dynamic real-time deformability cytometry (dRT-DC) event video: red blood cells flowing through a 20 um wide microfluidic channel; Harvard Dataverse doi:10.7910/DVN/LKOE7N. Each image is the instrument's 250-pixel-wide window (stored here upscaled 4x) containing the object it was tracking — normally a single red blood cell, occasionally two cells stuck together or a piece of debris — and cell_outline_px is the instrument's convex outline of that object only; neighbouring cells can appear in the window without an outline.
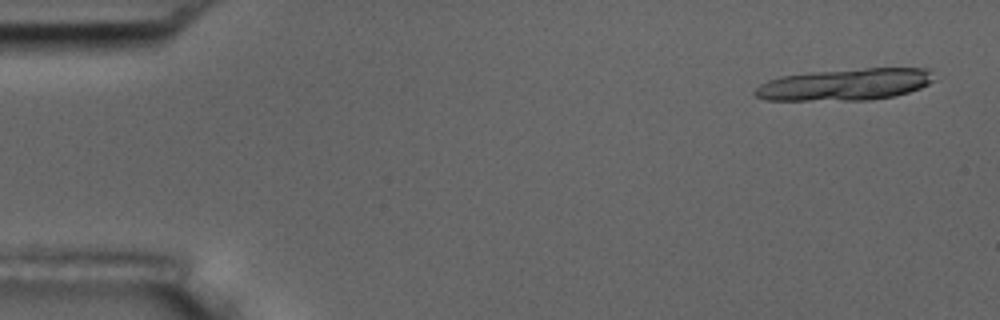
{"species": "common noctule bat (a hibernating species)", "species_latin": "Nyctalus noctula", "temperature_condition": "room temperature", "stored_images_in_passage": 6, "segment_of_instrument_passage": [2, 2], "camera_frame_rate_fps": 3000, "um_per_image_px": 0.085, "animal": {"sex": "male", "body_mass_g": 17.5, "forearm_length_mm": 52.3}, "frame": {"image": 1, "passage_image": 6, "time_ms": 6.667, "image_size_px": [1000, 320], "cell_outline_px": [[936, 80], [920, 88], [896, 96], [872, 100], [764, 100], [756, 96], [752, 92], [760, 84], [768, 80], [780, 76], [812, 72], [864, 68], [928, 68]], "centroid_in_image_um": [71.84, 7.18], "position_along_channel_um": 13.2, "area_um2": 33.35}}